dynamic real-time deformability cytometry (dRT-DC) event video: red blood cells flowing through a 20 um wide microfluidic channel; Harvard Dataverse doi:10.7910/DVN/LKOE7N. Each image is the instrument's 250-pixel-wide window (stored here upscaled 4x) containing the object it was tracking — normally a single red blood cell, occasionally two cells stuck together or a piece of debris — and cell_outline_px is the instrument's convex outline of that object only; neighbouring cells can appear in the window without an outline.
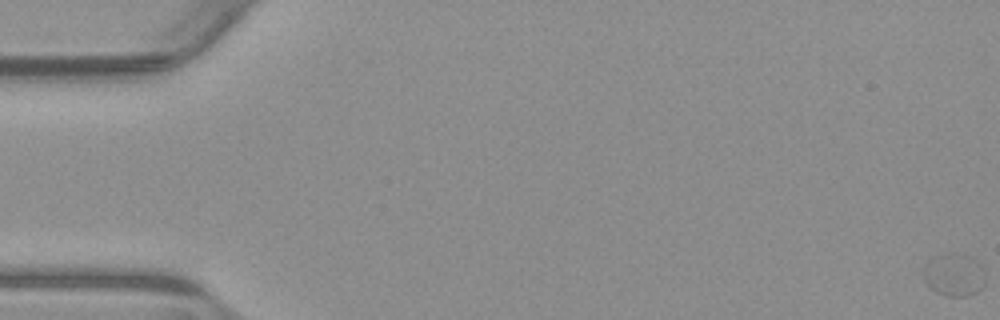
{"species": "common noctule bat (a hibernating species)", "species_latin": "Nyctalus noctula", "temperature_condition": "warm", "stored_images_in_passage": 15, "camera_frame_rate_fps": 3000, "um_per_image_px": 0.085, "animal": {"sex": "male", "body_mass_g": 23.1, "forearm_length_mm": 52.7}, "frame": {"image": 1, "passage_image": 1, "time_ms": 0.0, "image_size_px": [1000, 320], "cell_outline_px": [[984, 284], [976, 292], [968, 296], [948, 296], [936, 292], [924, 280], [924, 264], [928, 260], [944, 252], [972, 256], [984, 268]], "centroid_in_image_um": [81.1, 23.33], "position_along_channel_um": 3.9, "area_um2": 15.43}}